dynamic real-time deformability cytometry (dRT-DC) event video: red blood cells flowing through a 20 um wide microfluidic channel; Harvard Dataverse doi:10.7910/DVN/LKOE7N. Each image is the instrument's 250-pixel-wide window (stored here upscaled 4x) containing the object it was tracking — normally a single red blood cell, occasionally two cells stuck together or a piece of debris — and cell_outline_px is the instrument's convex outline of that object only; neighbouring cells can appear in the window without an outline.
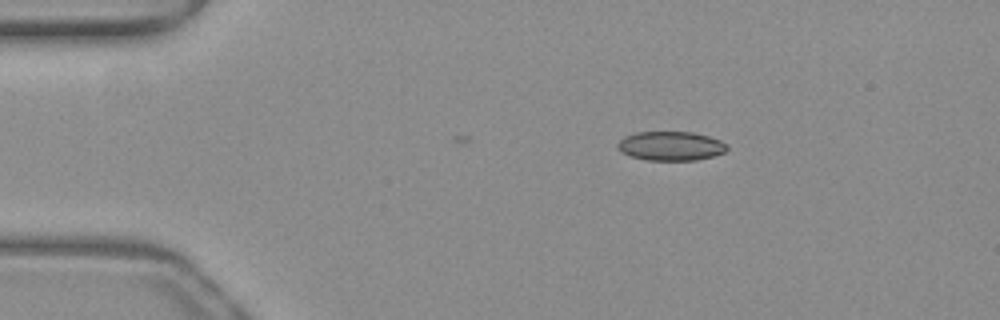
{"species": "common noctule bat (a hibernating species)", "species_latin": "Nyctalus noctula", "temperature_condition": "warm", "stored_images_in_passage": 6, "camera_frame_rate_fps": 3000, "um_per_image_px": 0.085, "animal": {"sex": "female", "body_mass_g": 19.3, "forearm_length_mm": 54.1}, "frame": {"image": 1, "passage_image": 1, "time_ms": 0.0, "image_size_px": [1000, 320], "cell_outline_px": [[728, 148], [724, 152], [712, 156], [696, 160], [648, 160], [632, 156], [620, 152], [616, 148], [616, 144], [624, 136], [636, 132], [692, 132], [708, 136], [720, 140], [728, 144]], "centroid_in_image_um": [56.99, 12.4], "position_along_channel_um": 28.0, "area_um2": 18.61}}